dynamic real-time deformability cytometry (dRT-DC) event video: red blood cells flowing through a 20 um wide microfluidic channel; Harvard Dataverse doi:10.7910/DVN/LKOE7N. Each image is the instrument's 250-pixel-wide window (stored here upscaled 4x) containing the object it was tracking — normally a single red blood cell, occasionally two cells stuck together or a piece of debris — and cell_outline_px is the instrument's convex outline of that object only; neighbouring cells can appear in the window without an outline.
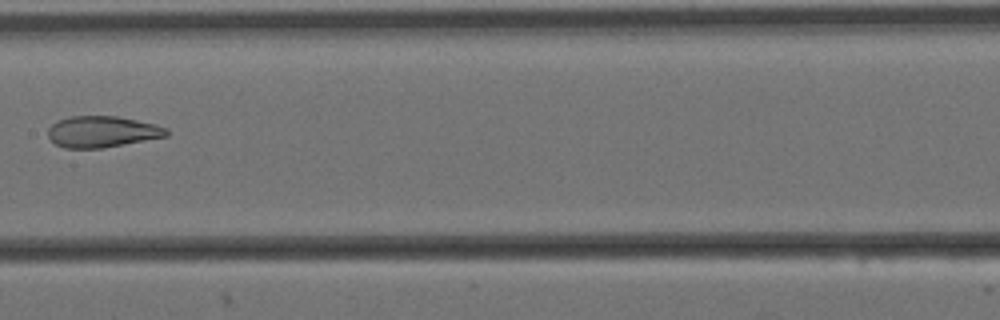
{"species": "Egyptian fruit bat (a non-hibernating species)", "species_latin": "Rousettus aegyptiacus", "temperature_condition": "cold", "stored_images_in_passage": 9, "camera_frame_rate_fps": 3000, "um_per_image_px": 0.085, "animal": {"sex": "female"}, "frame": {"image": 1, "passage_image": 9, "time_ms": 2.667, "image_size_px": [1000, 320], "cell_outline_px": [[168, 136], [100, 148], [64, 148], [56, 144], [48, 136], [48, 128], [56, 120], [68, 116], [116, 116], [156, 124], [168, 128]], "centroid_in_image_um": [8.66, 11.18], "position_along_channel_um": 198.7, "area_um2": 21.56}}